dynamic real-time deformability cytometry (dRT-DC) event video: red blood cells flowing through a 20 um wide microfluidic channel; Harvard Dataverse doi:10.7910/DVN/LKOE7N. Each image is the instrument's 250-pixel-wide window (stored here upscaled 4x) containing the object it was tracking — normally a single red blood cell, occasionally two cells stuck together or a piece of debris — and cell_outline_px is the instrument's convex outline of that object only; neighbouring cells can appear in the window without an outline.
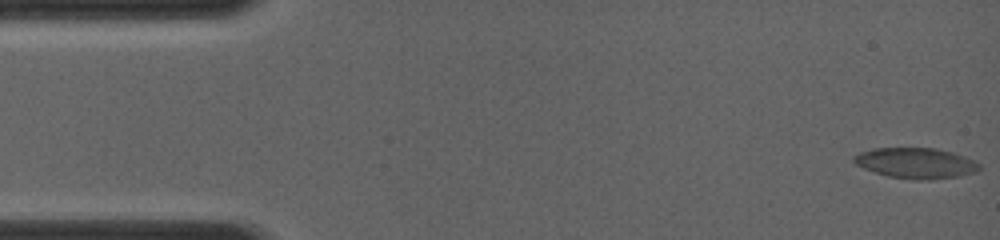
{"species": "common noctule bat (a hibernating species)", "species_latin": "Nyctalus noctula", "temperature_condition": "room temperature", "stored_images_in_passage": 13, "camera_frame_rate_fps": 4000, "um_per_image_px": 0.085, "animal": {"sex": "female", "body_mass_g": 19.0, "forearm_length_mm": 56.7}, "frame": {"image": 1, "passage_image": 1, "time_ms": 0.0, "image_size_px": [1000, 240], "cell_outline_px": [[980, 168], [976, 172], [960, 176], [932, 180], [916, 180], [888, 176], [864, 168], [856, 164], [852, 160], [852, 156], [860, 152], [876, 148], [936, 148], [952, 152], [964, 156], [980, 164]], "centroid_in_image_um": [77.86, 13.87], "position_along_channel_um": 7.1, "area_um2": 22.37}}